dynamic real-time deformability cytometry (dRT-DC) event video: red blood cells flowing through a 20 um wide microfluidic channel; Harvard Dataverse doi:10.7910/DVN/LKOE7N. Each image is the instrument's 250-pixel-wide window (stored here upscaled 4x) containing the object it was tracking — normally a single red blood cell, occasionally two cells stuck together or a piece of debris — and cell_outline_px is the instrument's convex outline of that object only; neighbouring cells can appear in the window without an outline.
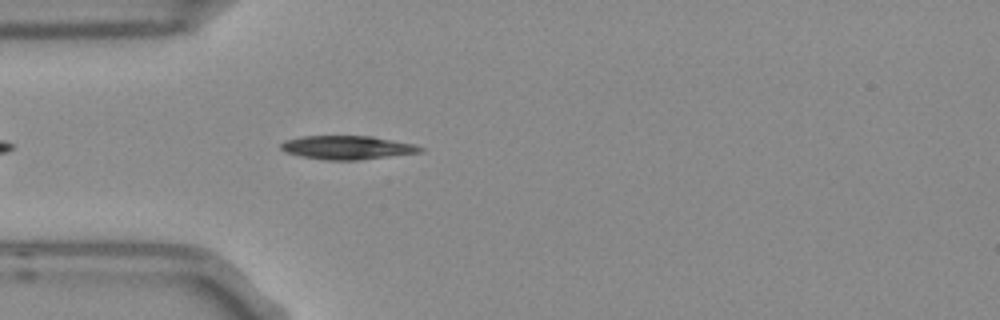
{"species": "Egyptian fruit bat (a non-hibernating species)", "species_latin": "Rousettus aegyptiacus", "temperature_condition": "room temperature", "stored_images_in_passage": 1, "camera_frame_rate_fps": 3000, "um_per_image_px": 0.085, "frame": {"image": 1, "passage_image": 1, "time_ms": 0.0, "image_size_px": [1000, 320], "cell_outline_px": [[424, 152], [356, 160], [328, 160], [300, 156], [288, 152], [280, 148], [280, 144], [284, 140], [300, 136], [372, 136], [416, 144], [424, 148]], "centroid_in_image_um": [29.54, 12.53], "position_along_channel_um": 55.5, "area_um2": 19.25}}